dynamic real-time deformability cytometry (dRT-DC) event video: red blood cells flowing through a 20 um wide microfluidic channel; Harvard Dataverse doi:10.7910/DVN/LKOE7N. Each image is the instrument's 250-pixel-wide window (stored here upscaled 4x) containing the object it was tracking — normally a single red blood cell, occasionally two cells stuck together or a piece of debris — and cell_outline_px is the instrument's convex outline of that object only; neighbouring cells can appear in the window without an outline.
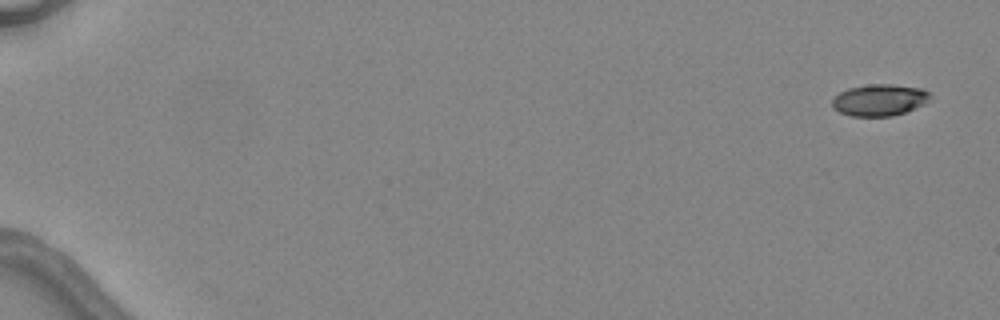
{"species": "common noctule bat (a hibernating species)", "species_latin": "Nyctalus noctula", "temperature_condition": "warm", "stored_images_in_passage": 5, "camera_frame_rate_fps": 3000, "um_per_image_px": 0.085, "animal": {"sex": "female", "body_mass_g": 24.6, "forearm_length_mm": 56.2}, "frame": {"image": 1, "passage_image": 1, "time_ms": 0.0, "image_size_px": [1000, 320], "cell_outline_px": [[932, 96], [924, 104], [904, 112], [892, 116], [852, 116], [840, 112], [832, 108], [832, 100], [840, 92], [848, 88], [872, 84], [892, 84], [924, 88]], "centroid_in_image_um": [74.76, 8.49], "position_along_channel_um": 10.2, "area_um2": 18.03}}
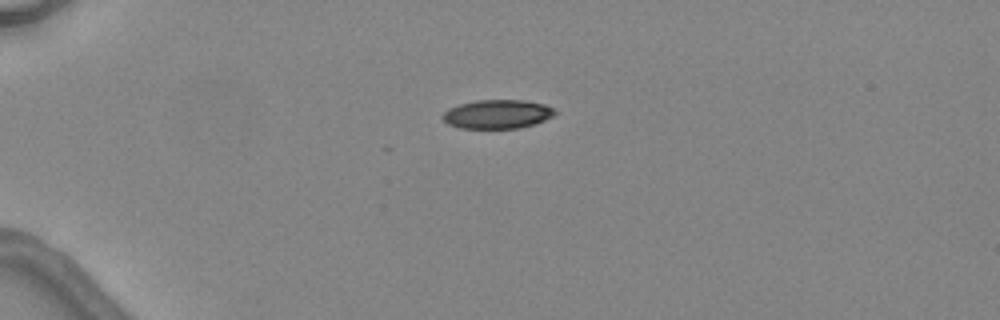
{"frame": {"image": 2, "passage_image": 4, "time_ms": 4.0, "image_size_px": [1000, 320], "cell_outline_px": [[556, 112], [552, 116], [536, 124], [520, 128], [460, 128], [448, 124], [440, 116], [448, 108], [460, 104], [476, 100], [524, 100], [544, 104], [552, 108]], "centroid_in_image_um": [42.25, 9.7], "position_along_channel_um": 42.7, "area_um2": 18.9}}